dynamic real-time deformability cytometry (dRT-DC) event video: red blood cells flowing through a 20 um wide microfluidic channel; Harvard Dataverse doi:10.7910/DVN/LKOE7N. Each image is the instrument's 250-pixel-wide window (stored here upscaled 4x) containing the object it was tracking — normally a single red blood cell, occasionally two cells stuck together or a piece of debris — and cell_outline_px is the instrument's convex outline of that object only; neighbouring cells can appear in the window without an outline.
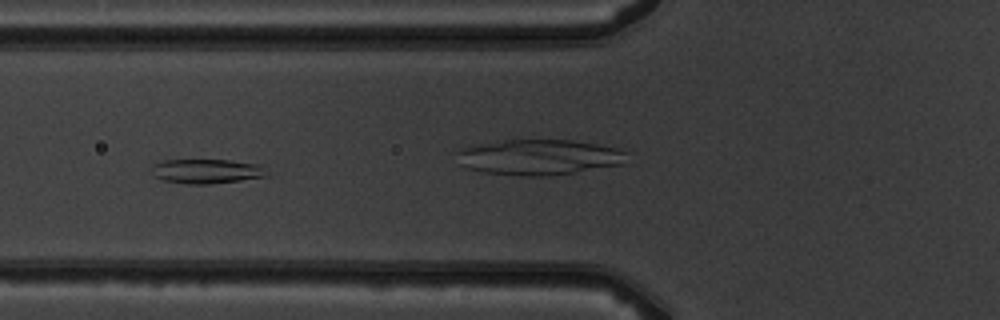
{"species": "common noctule bat (a hibernating species)", "species_latin": "Nyctalus noctula", "temperature_condition": "warm", "stored_images_in_passage": 7, "segment_of_instrument_passage": [1, 2], "camera_frame_rate_fps": 3000, "um_per_image_px": 0.085, "animal": {"sex": "male", "body_mass_g": 19.5, "forearm_length_mm": 54.6}, "frame": {"image": 1, "passage_image": 4, "time_ms": 3.667, "image_size_px": [1000, 320], "cell_outline_px": [[272, 176], [208, 184], [188, 184], [164, 180], [156, 176], [152, 164], [164, 160], [228, 160], [260, 164]], "centroid_in_image_um": [17.65, 14.55], "position_along_channel_um": 108.2, "area_um2": 16.36}}